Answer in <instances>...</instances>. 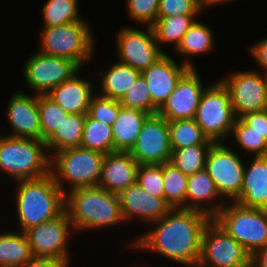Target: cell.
I'll list each match as a JSON object with an SVG mask.
<instances>
[{
  "instance_id": "6da1fadb",
  "label": "cell",
  "mask_w": 267,
  "mask_h": 267,
  "mask_svg": "<svg viewBox=\"0 0 267 267\" xmlns=\"http://www.w3.org/2000/svg\"><path fill=\"white\" fill-rule=\"evenodd\" d=\"M212 218L204 212L171 208L157 222L156 228L134 240L132 245L158 254L188 267H197L202 234Z\"/></svg>"
},
{
  "instance_id": "7a4b0ae2",
  "label": "cell",
  "mask_w": 267,
  "mask_h": 267,
  "mask_svg": "<svg viewBox=\"0 0 267 267\" xmlns=\"http://www.w3.org/2000/svg\"><path fill=\"white\" fill-rule=\"evenodd\" d=\"M65 211L73 230H95L124 221L118 194L99 186L75 189L65 194Z\"/></svg>"
},
{
  "instance_id": "3957f363",
  "label": "cell",
  "mask_w": 267,
  "mask_h": 267,
  "mask_svg": "<svg viewBox=\"0 0 267 267\" xmlns=\"http://www.w3.org/2000/svg\"><path fill=\"white\" fill-rule=\"evenodd\" d=\"M16 210L20 231L55 219L65 211V193L52 174L41 178L16 181Z\"/></svg>"
},
{
  "instance_id": "277c9868",
  "label": "cell",
  "mask_w": 267,
  "mask_h": 267,
  "mask_svg": "<svg viewBox=\"0 0 267 267\" xmlns=\"http://www.w3.org/2000/svg\"><path fill=\"white\" fill-rule=\"evenodd\" d=\"M45 141L34 138L0 136V170L15 178L27 180L50 174L51 157Z\"/></svg>"
},
{
  "instance_id": "5b68a950",
  "label": "cell",
  "mask_w": 267,
  "mask_h": 267,
  "mask_svg": "<svg viewBox=\"0 0 267 267\" xmlns=\"http://www.w3.org/2000/svg\"><path fill=\"white\" fill-rule=\"evenodd\" d=\"M50 173L59 188L66 194L65 182L70 191L98 186L104 154L83 147H73L53 153Z\"/></svg>"
},
{
  "instance_id": "8992f818",
  "label": "cell",
  "mask_w": 267,
  "mask_h": 267,
  "mask_svg": "<svg viewBox=\"0 0 267 267\" xmlns=\"http://www.w3.org/2000/svg\"><path fill=\"white\" fill-rule=\"evenodd\" d=\"M231 204L212 219L252 255L267 245V210Z\"/></svg>"
},
{
  "instance_id": "52a82bcc",
  "label": "cell",
  "mask_w": 267,
  "mask_h": 267,
  "mask_svg": "<svg viewBox=\"0 0 267 267\" xmlns=\"http://www.w3.org/2000/svg\"><path fill=\"white\" fill-rule=\"evenodd\" d=\"M87 22H73L54 27H43L40 52L76 62L80 67L89 61L94 36Z\"/></svg>"
},
{
  "instance_id": "ba28073f",
  "label": "cell",
  "mask_w": 267,
  "mask_h": 267,
  "mask_svg": "<svg viewBox=\"0 0 267 267\" xmlns=\"http://www.w3.org/2000/svg\"><path fill=\"white\" fill-rule=\"evenodd\" d=\"M195 122L213 142H221L232 132L236 116L227 88L220 80L205 87L197 107Z\"/></svg>"
},
{
  "instance_id": "9c48e42d",
  "label": "cell",
  "mask_w": 267,
  "mask_h": 267,
  "mask_svg": "<svg viewBox=\"0 0 267 267\" xmlns=\"http://www.w3.org/2000/svg\"><path fill=\"white\" fill-rule=\"evenodd\" d=\"M250 267V253L213 219L202 234L201 255L197 267Z\"/></svg>"
},
{
  "instance_id": "30bf717a",
  "label": "cell",
  "mask_w": 267,
  "mask_h": 267,
  "mask_svg": "<svg viewBox=\"0 0 267 267\" xmlns=\"http://www.w3.org/2000/svg\"><path fill=\"white\" fill-rule=\"evenodd\" d=\"M220 81L227 88L236 118L267 109V74L259 71L231 73Z\"/></svg>"
},
{
  "instance_id": "8fae6325",
  "label": "cell",
  "mask_w": 267,
  "mask_h": 267,
  "mask_svg": "<svg viewBox=\"0 0 267 267\" xmlns=\"http://www.w3.org/2000/svg\"><path fill=\"white\" fill-rule=\"evenodd\" d=\"M245 165L233 150L222 142L214 143L207 155L205 171L213 179L221 197L235 202L240 197Z\"/></svg>"
},
{
  "instance_id": "7c38bea8",
  "label": "cell",
  "mask_w": 267,
  "mask_h": 267,
  "mask_svg": "<svg viewBox=\"0 0 267 267\" xmlns=\"http://www.w3.org/2000/svg\"><path fill=\"white\" fill-rule=\"evenodd\" d=\"M82 67L76 62L43 54H34L24 64V78L37 95H46L51 89L71 79Z\"/></svg>"
},
{
  "instance_id": "4fadbf2b",
  "label": "cell",
  "mask_w": 267,
  "mask_h": 267,
  "mask_svg": "<svg viewBox=\"0 0 267 267\" xmlns=\"http://www.w3.org/2000/svg\"><path fill=\"white\" fill-rule=\"evenodd\" d=\"M129 153L139 165L170 162L172 149L168 120L158 113L149 115Z\"/></svg>"
},
{
  "instance_id": "5bb4252c",
  "label": "cell",
  "mask_w": 267,
  "mask_h": 267,
  "mask_svg": "<svg viewBox=\"0 0 267 267\" xmlns=\"http://www.w3.org/2000/svg\"><path fill=\"white\" fill-rule=\"evenodd\" d=\"M71 227V220L64 211L55 219L27 229L25 234L33 257L59 259L70 264L67 241Z\"/></svg>"
},
{
  "instance_id": "9a60e30c",
  "label": "cell",
  "mask_w": 267,
  "mask_h": 267,
  "mask_svg": "<svg viewBox=\"0 0 267 267\" xmlns=\"http://www.w3.org/2000/svg\"><path fill=\"white\" fill-rule=\"evenodd\" d=\"M146 29L144 32L137 28L125 27L120 30L116 39L118 62L140 72L148 69L166 54L156 42L152 27L147 26Z\"/></svg>"
},
{
  "instance_id": "2e32d148",
  "label": "cell",
  "mask_w": 267,
  "mask_h": 267,
  "mask_svg": "<svg viewBox=\"0 0 267 267\" xmlns=\"http://www.w3.org/2000/svg\"><path fill=\"white\" fill-rule=\"evenodd\" d=\"M202 86L196 69H189L181 77L167 101L158 110V114L168 121L194 118L205 89Z\"/></svg>"
},
{
  "instance_id": "e0dca14e",
  "label": "cell",
  "mask_w": 267,
  "mask_h": 267,
  "mask_svg": "<svg viewBox=\"0 0 267 267\" xmlns=\"http://www.w3.org/2000/svg\"><path fill=\"white\" fill-rule=\"evenodd\" d=\"M195 69L186 59L180 66L167 54L148 69L141 72L146 80L152 103L160 109L174 91L181 77L189 70Z\"/></svg>"
},
{
  "instance_id": "ac0fdd59",
  "label": "cell",
  "mask_w": 267,
  "mask_h": 267,
  "mask_svg": "<svg viewBox=\"0 0 267 267\" xmlns=\"http://www.w3.org/2000/svg\"><path fill=\"white\" fill-rule=\"evenodd\" d=\"M124 221L134 217L147 222H157L164 217L171 207L163 198L153 196L138 183L127 187L118 194Z\"/></svg>"
},
{
  "instance_id": "d6986e66",
  "label": "cell",
  "mask_w": 267,
  "mask_h": 267,
  "mask_svg": "<svg viewBox=\"0 0 267 267\" xmlns=\"http://www.w3.org/2000/svg\"><path fill=\"white\" fill-rule=\"evenodd\" d=\"M7 106V121L13 130L7 136L42 140L37 94L31 97L17 92L10 98Z\"/></svg>"
},
{
  "instance_id": "ffe728a7",
  "label": "cell",
  "mask_w": 267,
  "mask_h": 267,
  "mask_svg": "<svg viewBox=\"0 0 267 267\" xmlns=\"http://www.w3.org/2000/svg\"><path fill=\"white\" fill-rule=\"evenodd\" d=\"M139 164L129 152L105 154L98 186L119 194L127 187L137 183Z\"/></svg>"
},
{
  "instance_id": "44dd1931",
  "label": "cell",
  "mask_w": 267,
  "mask_h": 267,
  "mask_svg": "<svg viewBox=\"0 0 267 267\" xmlns=\"http://www.w3.org/2000/svg\"><path fill=\"white\" fill-rule=\"evenodd\" d=\"M250 163L248 168L245 165L240 197L235 203L267 210V156H254Z\"/></svg>"
},
{
  "instance_id": "7402d4cb",
  "label": "cell",
  "mask_w": 267,
  "mask_h": 267,
  "mask_svg": "<svg viewBox=\"0 0 267 267\" xmlns=\"http://www.w3.org/2000/svg\"><path fill=\"white\" fill-rule=\"evenodd\" d=\"M92 83L77 76L51 89L46 96L69 114H87L94 96Z\"/></svg>"
},
{
  "instance_id": "603a6c76",
  "label": "cell",
  "mask_w": 267,
  "mask_h": 267,
  "mask_svg": "<svg viewBox=\"0 0 267 267\" xmlns=\"http://www.w3.org/2000/svg\"><path fill=\"white\" fill-rule=\"evenodd\" d=\"M220 194L215 186L213 179L209 174L203 170L188 176L187 190H186V209L198 210L206 213L213 218L220 209L227 204L222 202L213 204L210 207H203L201 202L215 201Z\"/></svg>"
},
{
  "instance_id": "cb8c5ba5",
  "label": "cell",
  "mask_w": 267,
  "mask_h": 267,
  "mask_svg": "<svg viewBox=\"0 0 267 267\" xmlns=\"http://www.w3.org/2000/svg\"><path fill=\"white\" fill-rule=\"evenodd\" d=\"M148 116V113L137 109L120 108L112 125L113 152H130Z\"/></svg>"
},
{
  "instance_id": "d4e9b609",
  "label": "cell",
  "mask_w": 267,
  "mask_h": 267,
  "mask_svg": "<svg viewBox=\"0 0 267 267\" xmlns=\"http://www.w3.org/2000/svg\"><path fill=\"white\" fill-rule=\"evenodd\" d=\"M141 72L121 62L112 63L105 72L101 71L103 97L120 101L126 91L135 83Z\"/></svg>"
},
{
  "instance_id": "484cf974",
  "label": "cell",
  "mask_w": 267,
  "mask_h": 267,
  "mask_svg": "<svg viewBox=\"0 0 267 267\" xmlns=\"http://www.w3.org/2000/svg\"><path fill=\"white\" fill-rule=\"evenodd\" d=\"M33 258L25 232L0 234V267H24Z\"/></svg>"
},
{
  "instance_id": "4316f807",
  "label": "cell",
  "mask_w": 267,
  "mask_h": 267,
  "mask_svg": "<svg viewBox=\"0 0 267 267\" xmlns=\"http://www.w3.org/2000/svg\"><path fill=\"white\" fill-rule=\"evenodd\" d=\"M87 114H68L56 131L45 141L47 150L54 153L73 147H80L84 121Z\"/></svg>"
},
{
  "instance_id": "83f0119b",
  "label": "cell",
  "mask_w": 267,
  "mask_h": 267,
  "mask_svg": "<svg viewBox=\"0 0 267 267\" xmlns=\"http://www.w3.org/2000/svg\"><path fill=\"white\" fill-rule=\"evenodd\" d=\"M168 125L172 151L194 145H213L215 143L208 139L194 118L168 121Z\"/></svg>"
},
{
  "instance_id": "f1b7e54d",
  "label": "cell",
  "mask_w": 267,
  "mask_h": 267,
  "mask_svg": "<svg viewBox=\"0 0 267 267\" xmlns=\"http://www.w3.org/2000/svg\"><path fill=\"white\" fill-rule=\"evenodd\" d=\"M197 15H176L169 17H157L151 26L157 43L174 44L175 50L182 37L196 21Z\"/></svg>"
},
{
  "instance_id": "f546056e",
  "label": "cell",
  "mask_w": 267,
  "mask_h": 267,
  "mask_svg": "<svg viewBox=\"0 0 267 267\" xmlns=\"http://www.w3.org/2000/svg\"><path fill=\"white\" fill-rule=\"evenodd\" d=\"M188 176L172 163H163L164 200L171 208L186 209Z\"/></svg>"
},
{
  "instance_id": "4dcf8cb0",
  "label": "cell",
  "mask_w": 267,
  "mask_h": 267,
  "mask_svg": "<svg viewBox=\"0 0 267 267\" xmlns=\"http://www.w3.org/2000/svg\"><path fill=\"white\" fill-rule=\"evenodd\" d=\"M80 147L105 154L113 152L112 126L86 115Z\"/></svg>"
},
{
  "instance_id": "1f68e13d",
  "label": "cell",
  "mask_w": 267,
  "mask_h": 267,
  "mask_svg": "<svg viewBox=\"0 0 267 267\" xmlns=\"http://www.w3.org/2000/svg\"><path fill=\"white\" fill-rule=\"evenodd\" d=\"M212 33L208 25L195 21L182 37L176 51L187 57L210 52L214 46Z\"/></svg>"
},
{
  "instance_id": "d6a6232c",
  "label": "cell",
  "mask_w": 267,
  "mask_h": 267,
  "mask_svg": "<svg viewBox=\"0 0 267 267\" xmlns=\"http://www.w3.org/2000/svg\"><path fill=\"white\" fill-rule=\"evenodd\" d=\"M78 0H47L42 7L43 27H54L73 22H85L80 19Z\"/></svg>"
},
{
  "instance_id": "836d02e7",
  "label": "cell",
  "mask_w": 267,
  "mask_h": 267,
  "mask_svg": "<svg viewBox=\"0 0 267 267\" xmlns=\"http://www.w3.org/2000/svg\"><path fill=\"white\" fill-rule=\"evenodd\" d=\"M212 145H194L174 150L170 163L187 176L205 170L207 155Z\"/></svg>"
},
{
  "instance_id": "e575fe53",
  "label": "cell",
  "mask_w": 267,
  "mask_h": 267,
  "mask_svg": "<svg viewBox=\"0 0 267 267\" xmlns=\"http://www.w3.org/2000/svg\"><path fill=\"white\" fill-rule=\"evenodd\" d=\"M38 110L42 141H46L56 131L62 121L66 119L69 113L46 95H38Z\"/></svg>"
},
{
  "instance_id": "d590c367",
  "label": "cell",
  "mask_w": 267,
  "mask_h": 267,
  "mask_svg": "<svg viewBox=\"0 0 267 267\" xmlns=\"http://www.w3.org/2000/svg\"><path fill=\"white\" fill-rule=\"evenodd\" d=\"M120 104L122 107L137 109L149 115L157 114L159 110L152 103L148 85L142 75H140L135 83L126 91L125 95L120 100Z\"/></svg>"
},
{
  "instance_id": "8d00e7d4",
  "label": "cell",
  "mask_w": 267,
  "mask_h": 267,
  "mask_svg": "<svg viewBox=\"0 0 267 267\" xmlns=\"http://www.w3.org/2000/svg\"><path fill=\"white\" fill-rule=\"evenodd\" d=\"M231 134L245 153H253L255 157L267 156V140L253 131L240 118H236Z\"/></svg>"
},
{
  "instance_id": "74e56055",
  "label": "cell",
  "mask_w": 267,
  "mask_h": 267,
  "mask_svg": "<svg viewBox=\"0 0 267 267\" xmlns=\"http://www.w3.org/2000/svg\"><path fill=\"white\" fill-rule=\"evenodd\" d=\"M121 107L120 101L106 98L98 94L92 97L87 114L92 119L112 126L118 118Z\"/></svg>"
},
{
  "instance_id": "f35d334b",
  "label": "cell",
  "mask_w": 267,
  "mask_h": 267,
  "mask_svg": "<svg viewBox=\"0 0 267 267\" xmlns=\"http://www.w3.org/2000/svg\"><path fill=\"white\" fill-rule=\"evenodd\" d=\"M137 183L153 196L164 199L163 164L139 165Z\"/></svg>"
},
{
  "instance_id": "ab89813d",
  "label": "cell",
  "mask_w": 267,
  "mask_h": 267,
  "mask_svg": "<svg viewBox=\"0 0 267 267\" xmlns=\"http://www.w3.org/2000/svg\"><path fill=\"white\" fill-rule=\"evenodd\" d=\"M160 0H127V8L135 22L152 26L157 20Z\"/></svg>"
},
{
  "instance_id": "60d3db41",
  "label": "cell",
  "mask_w": 267,
  "mask_h": 267,
  "mask_svg": "<svg viewBox=\"0 0 267 267\" xmlns=\"http://www.w3.org/2000/svg\"><path fill=\"white\" fill-rule=\"evenodd\" d=\"M201 10L197 0H160L157 17L197 15Z\"/></svg>"
},
{
  "instance_id": "b9f144b4",
  "label": "cell",
  "mask_w": 267,
  "mask_h": 267,
  "mask_svg": "<svg viewBox=\"0 0 267 267\" xmlns=\"http://www.w3.org/2000/svg\"><path fill=\"white\" fill-rule=\"evenodd\" d=\"M240 119L253 131L261 134L267 140V109L252 113H247Z\"/></svg>"
},
{
  "instance_id": "7bdbcfd3",
  "label": "cell",
  "mask_w": 267,
  "mask_h": 267,
  "mask_svg": "<svg viewBox=\"0 0 267 267\" xmlns=\"http://www.w3.org/2000/svg\"><path fill=\"white\" fill-rule=\"evenodd\" d=\"M250 49V53L253 58L259 64V66L267 74V38H263L261 41L254 43Z\"/></svg>"
},
{
  "instance_id": "ee69618b",
  "label": "cell",
  "mask_w": 267,
  "mask_h": 267,
  "mask_svg": "<svg viewBox=\"0 0 267 267\" xmlns=\"http://www.w3.org/2000/svg\"><path fill=\"white\" fill-rule=\"evenodd\" d=\"M68 265L69 264L67 262L59 259L34 257L32 261L24 267H68Z\"/></svg>"
},
{
  "instance_id": "f6af8a7d",
  "label": "cell",
  "mask_w": 267,
  "mask_h": 267,
  "mask_svg": "<svg viewBox=\"0 0 267 267\" xmlns=\"http://www.w3.org/2000/svg\"><path fill=\"white\" fill-rule=\"evenodd\" d=\"M252 267H267V245L251 255Z\"/></svg>"
},
{
  "instance_id": "bcb514c9",
  "label": "cell",
  "mask_w": 267,
  "mask_h": 267,
  "mask_svg": "<svg viewBox=\"0 0 267 267\" xmlns=\"http://www.w3.org/2000/svg\"><path fill=\"white\" fill-rule=\"evenodd\" d=\"M214 0H197L198 2V5L201 7V8H205L207 6H209Z\"/></svg>"
},
{
  "instance_id": "7dc6e473",
  "label": "cell",
  "mask_w": 267,
  "mask_h": 267,
  "mask_svg": "<svg viewBox=\"0 0 267 267\" xmlns=\"http://www.w3.org/2000/svg\"><path fill=\"white\" fill-rule=\"evenodd\" d=\"M224 1H229V0H214L210 5H216L217 3L219 4V3H221V2H223L224 3Z\"/></svg>"
}]
</instances>
